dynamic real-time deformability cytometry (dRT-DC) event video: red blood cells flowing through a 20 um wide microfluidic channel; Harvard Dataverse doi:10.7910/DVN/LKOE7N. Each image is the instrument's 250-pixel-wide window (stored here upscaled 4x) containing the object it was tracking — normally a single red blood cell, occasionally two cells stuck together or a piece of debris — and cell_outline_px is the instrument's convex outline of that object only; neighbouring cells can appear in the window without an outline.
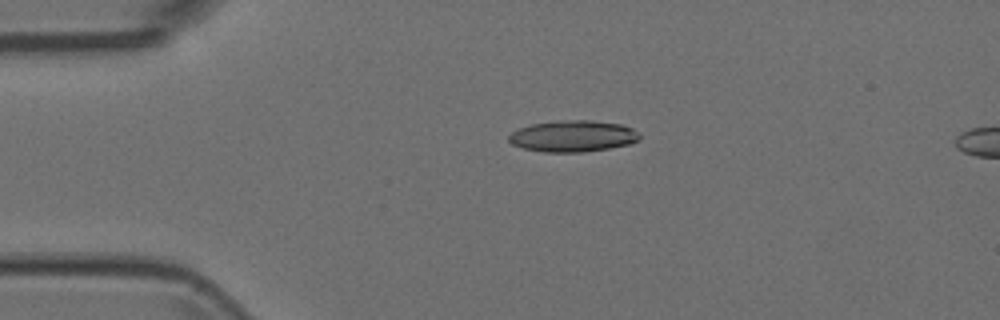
{"species": "Egyptian fruit bat (a non-hibernating species)", "species_latin": "Rousettus aegyptiacus", "temperature_condition": "room temperature", "stored_images_in_passage": 5, "camera_frame_rate_fps": 3000, "um_per_image_px": 0.085, "animal": {"sex": "female"}, "frame": {"image": 1, "passage_image": 3, "time_ms": 0.667, "image_size_px": [1000, 320], "cell_outline_px": [[640, 140], [632, 144], [584, 152], [544, 152], [524, 148], [512, 144], [508, 140], [508, 136], [512, 132], [520, 128], [532, 124], [556, 120], [588, 120], [620, 124], [632, 128], [640, 132]], "centroid_in_image_um": [48.73, 11.57], "position_along_channel_um": 36.3, "area_um2": 24.04}}